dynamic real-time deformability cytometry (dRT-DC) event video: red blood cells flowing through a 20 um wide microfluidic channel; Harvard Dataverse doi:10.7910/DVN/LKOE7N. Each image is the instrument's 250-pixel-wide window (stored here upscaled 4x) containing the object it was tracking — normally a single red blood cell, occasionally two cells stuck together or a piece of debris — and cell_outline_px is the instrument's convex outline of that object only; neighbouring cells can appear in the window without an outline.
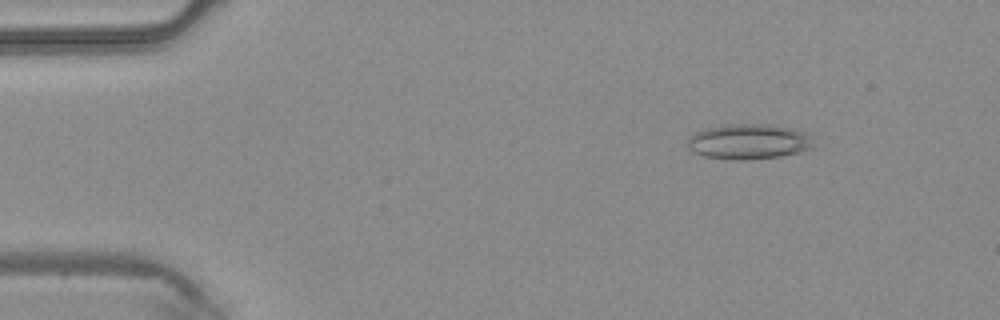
{"species": "common noctule bat (a hibernating species)", "species_latin": "Nyctalus noctula", "temperature_condition": "warm", "stored_images_in_passage": 3, "camera_frame_rate_fps": 3000, "um_per_image_px": 0.085, "animal": {"sex": "male", "body_mass_g": 20.4}, "frame": {"image": 1, "passage_image": 1, "time_ms": 0.0, "image_size_px": [1000, 320], "cell_outline_px": [[816, 148], [804, 152], [780, 156], [744, 160], [740, 160], [704, 156], [692, 152], [688, 148], [688, 136], [704, 128], [728, 124], [772, 124], [808, 132]], "centroid_in_image_um": [63.69, 12.03], "position_along_channel_um": 21.3, "area_um2": 26.3}}